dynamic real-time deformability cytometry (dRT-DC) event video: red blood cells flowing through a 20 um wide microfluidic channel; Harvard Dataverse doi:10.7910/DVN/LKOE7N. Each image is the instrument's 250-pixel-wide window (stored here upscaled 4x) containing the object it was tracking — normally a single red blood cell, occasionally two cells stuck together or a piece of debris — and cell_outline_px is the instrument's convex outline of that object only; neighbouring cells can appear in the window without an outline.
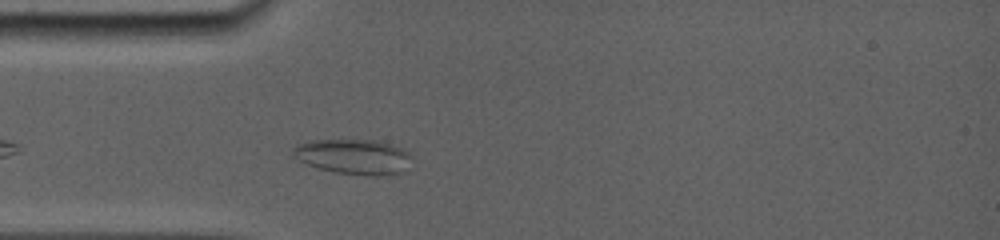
{"species": "common noctule bat (a hibernating species)", "species_latin": "Nyctalus noctula", "temperature_condition": "room temperature", "stored_images_in_passage": 3, "camera_frame_rate_fps": 5000, "um_per_image_px": 0.085, "animal": {"sex": "female", "body_mass_g": 19.0, "forearm_length_mm": 56.7}, "frame": {"image": 1, "passage_image": 2, "time_ms": 1.0, "image_size_px": [1000, 240], "cell_outline_px": [[412, 156], [408, 172], [384, 176], [368, 176], [332, 172], [304, 164], [292, 156], [292, 148], [300, 144], [312, 140], [376, 140], [404, 148]], "centroid_in_image_um": [30.11, 13.34], "position_along_channel_um": 54.9, "area_um2": 24.97}}
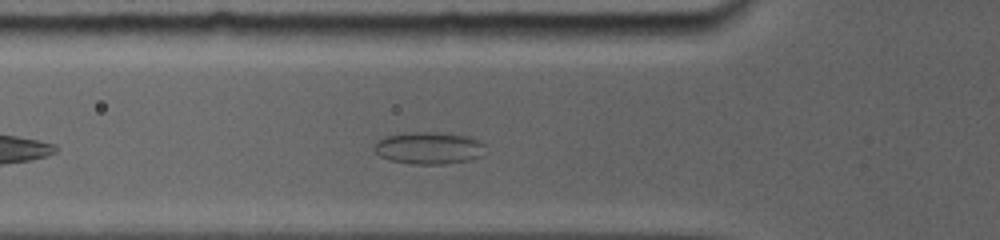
{"frame": {"image": 2, "passage_image": 3, "time_ms": 2.0, "image_size_px": [1000, 240], "cell_outline_px": [[484, 144], [480, 156], [468, 160], [448, 164], [412, 164], [388, 160], [380, 156], [372, 148], [376, 140], [388, 136], [404, 132], [436, 132], [468, 136], [480, 140]], "centroid_in_image_um": [36.4, 12.58], "position_along_channel_um": 89.4, "area_um2": 20.92}}